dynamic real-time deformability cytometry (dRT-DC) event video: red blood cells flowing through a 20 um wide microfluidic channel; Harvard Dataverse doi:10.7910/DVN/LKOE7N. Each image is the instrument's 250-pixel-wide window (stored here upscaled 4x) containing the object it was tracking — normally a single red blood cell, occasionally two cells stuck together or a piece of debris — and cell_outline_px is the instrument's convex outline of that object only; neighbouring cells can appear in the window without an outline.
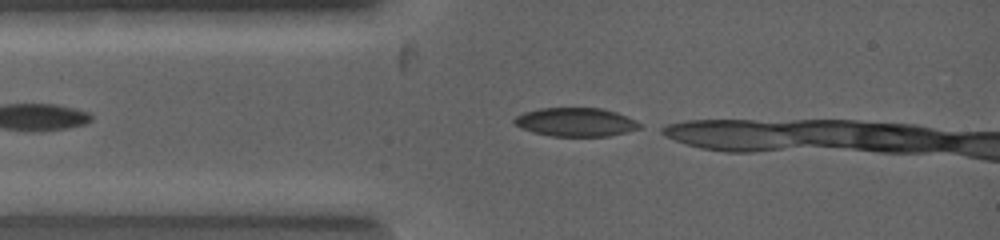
{"species": "common noctule bat (a hibernating species)", "species_latin": "Nyctalus noctula", "temperature_condition": "warm", "stored_images_in_passage": 3, "camera_frame_rate_fps": 5000, "um_per_image_px": 0.085, "animal": {"sex": "female", "body_mass_g": 19.0, "forearm_length_mm": 53.3}, "frame": {"image": 1, "passage_image": 3, "time_ms": 1.4, "image_size_px": [1000, 240], "cell_outline_px": [[644, 128], [628, 132], [608, 136], [552, 136], [532, 132], [520, 128], [512, 124], [512, 120], [516, 116], [524, 112], [540, 108], [600, 108], [616, 112], [636, 120], [644, 124]], "centroid_in_image_um": [48.95, 10.38], "position_along_channel_um": 36.0, "area_um2": 21.27}}